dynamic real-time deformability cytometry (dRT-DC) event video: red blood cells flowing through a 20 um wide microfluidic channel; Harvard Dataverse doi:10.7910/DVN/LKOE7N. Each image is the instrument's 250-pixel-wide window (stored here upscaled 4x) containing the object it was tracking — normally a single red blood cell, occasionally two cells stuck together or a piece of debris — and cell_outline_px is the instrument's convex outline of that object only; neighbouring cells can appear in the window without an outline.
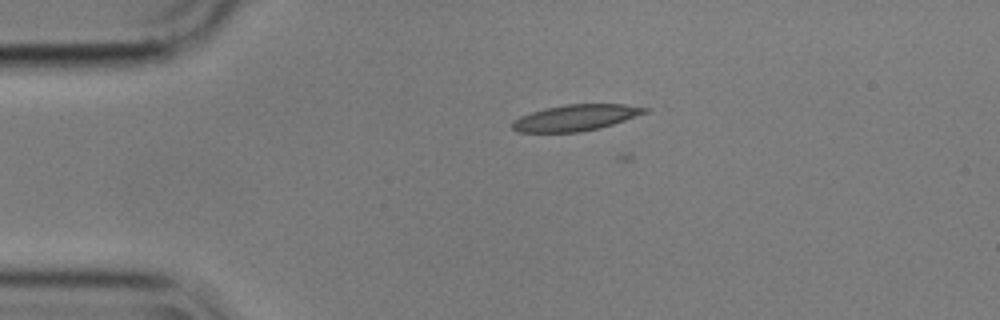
{"species": "common noctule bat (a hibernating species)", "species_latin": "Nyctalus noctula", "temperature_condition": "cold", "stored_images_in_passage": 6, "camera_frame_rate_fps": 3000, "um_per_image_px": 0.085, "animal": {"sex": "male", "body_mass_g": 17.9}, "frame": {"image": 1, "passage_image": 3, "time_ms": 0.667, "image_size_px": [1000, 320], "cell_outline_px": [[648, 112], [600, 128], [580, 132], [516, 132], [512, 128], [512, 120], [520, 116], [532, 112], [548, 108], [568, 104], [624, 104], [648, 108]], "centroid_in_image_um": [48.91, 10.01], "position_along_channel_um": 36.1, "area_um2": 20.0}}